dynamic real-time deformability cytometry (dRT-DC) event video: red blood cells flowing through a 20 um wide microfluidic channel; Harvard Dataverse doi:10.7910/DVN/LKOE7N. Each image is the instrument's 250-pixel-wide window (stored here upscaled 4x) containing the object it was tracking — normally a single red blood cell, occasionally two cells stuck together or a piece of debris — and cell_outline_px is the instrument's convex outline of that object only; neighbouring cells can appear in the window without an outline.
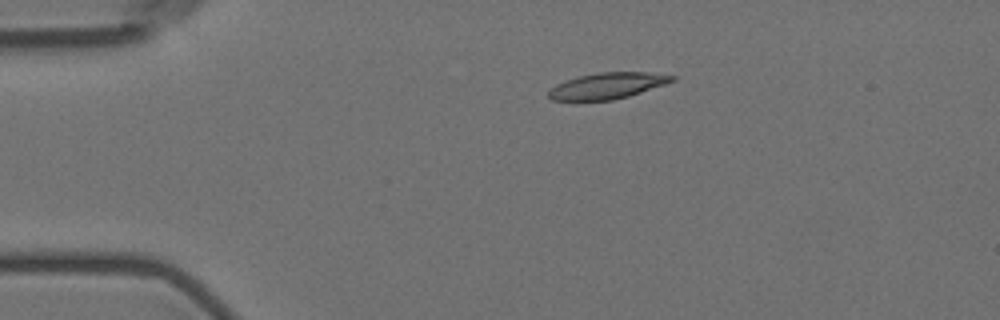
{"species": "Egyptian fruit bat (a non-hibernating species)", "species_latin": "Rousettus aegyptiacus", "temperature_condition": "room temperature", "stored_images_in_passage": 7, "camera_frame_rate_fps": 3000, "um_per_image_px": 0.085, "animal": {"sex": "female"}, "frame": {"image": 1, "passage_image": 4, "time_ms": 3.667, "image_size_px": [1000, 320], "cell_outline_px": [[676, 80], [628, 96], [612, 100], [552, 100], [548, 96], [548, 92], [556, 84], [580, 76], [596, 72], [648, 72], [676, 76]], "centroid_in_image_um": [51.63, 7.28], "position_along_channel_um": 33.4, "area_um2": 18.5}}
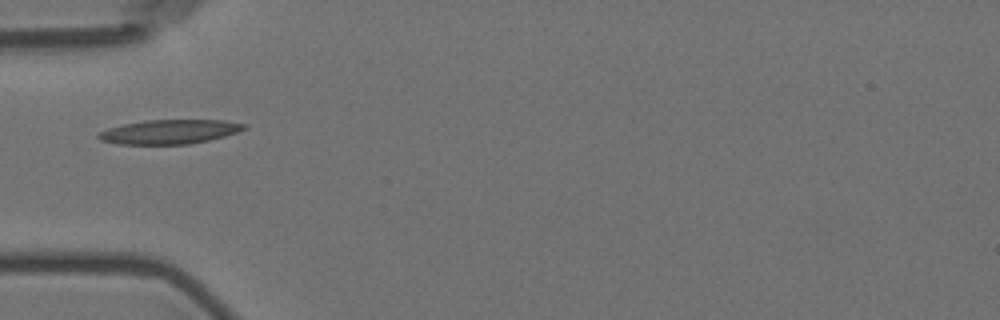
{"frame": {"image": 2, "passage_image": 6, "time_ms": 6.0, "image_size_px": [1000, 320], "cell_outline_px": [[248, 128], [224, 136], [208, 140], [188, 144], [120, 144], [100, 140], [96, 136], [100, 132], [108, 128], [124, 124], [144, 120], [224, 120], [248, 124]], "centroid_in_image_um": [14.43, 11.19], "position_along_channel_um": 70.6, "area_um2": 20.52}}
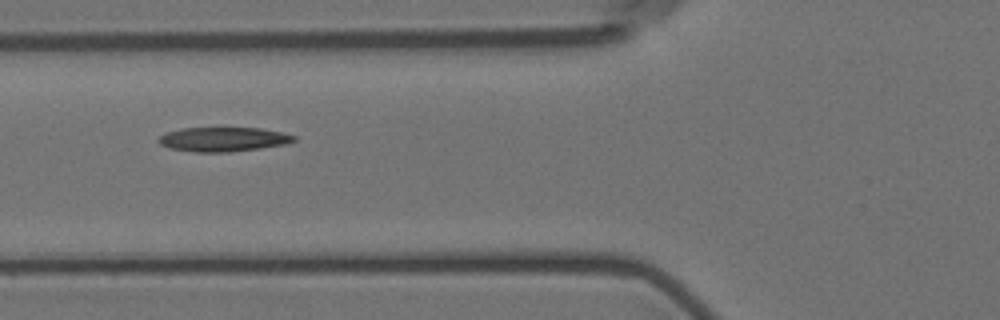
{"frame": {"image": 3, "passage_image": 7, "time_ms": 7.0, "image_size_px": [1000, 320], "cell_outline_px": [[296, 140], [284, 144], [260, 148], [228, 152], [196, 152], [168, 148], [160, 144], [156, 140], [160, 136], [168, 132], [184, 128], [260, 128], [284, 132], [296, 136]], "centroid_in_image_um": [18.98, 11.84], "position_along_channel_um": 106.8, "area_um2": 19.13}}